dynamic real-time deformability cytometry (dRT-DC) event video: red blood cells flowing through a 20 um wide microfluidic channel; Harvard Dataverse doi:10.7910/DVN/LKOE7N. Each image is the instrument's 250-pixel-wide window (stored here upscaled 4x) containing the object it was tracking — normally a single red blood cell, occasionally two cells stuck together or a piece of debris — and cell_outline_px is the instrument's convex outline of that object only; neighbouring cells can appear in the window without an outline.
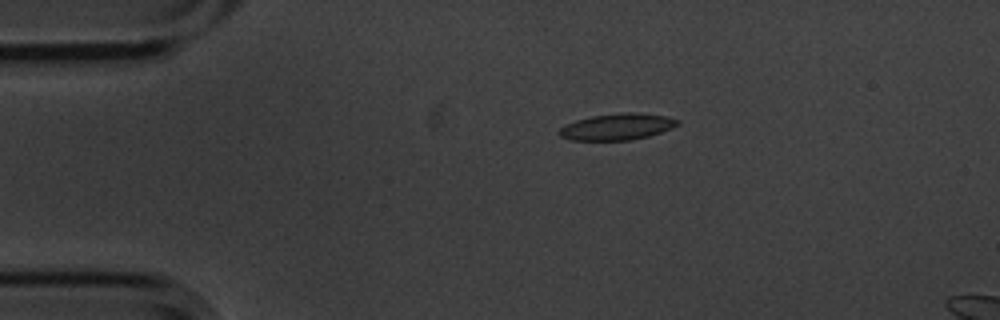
{"species": "common noctule bat (a hibernating species)", "species_latin": "Nyctalus noctula", "temperature_condition": "cold", "stored_images_in_passage": 9, "camera_frame_rate_fps": 3000, "um_per_image_px": 0.085, "animal": {"sex": "male", "body_mass_g": 20.1, "forearm_length_mm": 53.5}, "frame": {"image": 1, "passage_image": 1, "time_ms": 0.0, "image_size_px": [1000, 320], "cell_outline_px": [[680, 124], [672, 128], [648, 136], [628, 140], [572, 140], [560, 136], [556, 132], [560, 128], [576, 120], [592, 116], [624, 112], [636, 112], [664, 116], [680, 120]], "centroid_in_image_um": [52.46, 10.77], "position_along_channel_um": 32.5, "area_um2": 18.09}}
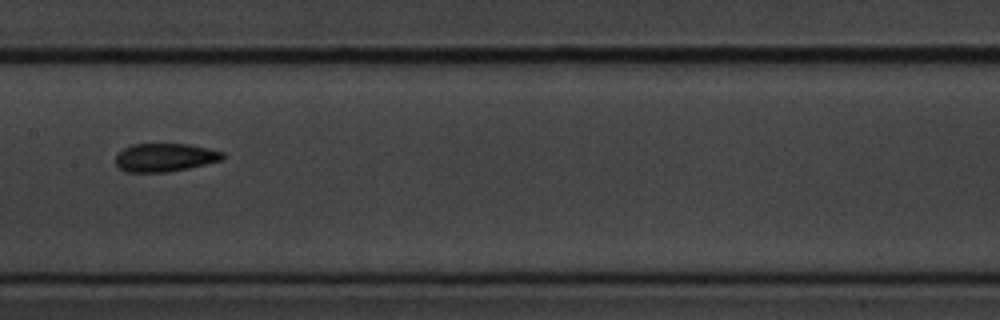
{"frame": {"image": 2, "passage_image": 6, "time_ms": 1.667, "image_size_px": [1000, 320], "cell_outline_px": [[224, 160], [188, 168], [164, 172], [128, 172], [120, 168], [116, 164], [116, 152], [132, 144], [188, 144], [208, 148], [224, 152]], "centroid_in_image_um": [14.02, 13.38], "position_along_channel_um": 193.4, "area_um2": 17.69}}
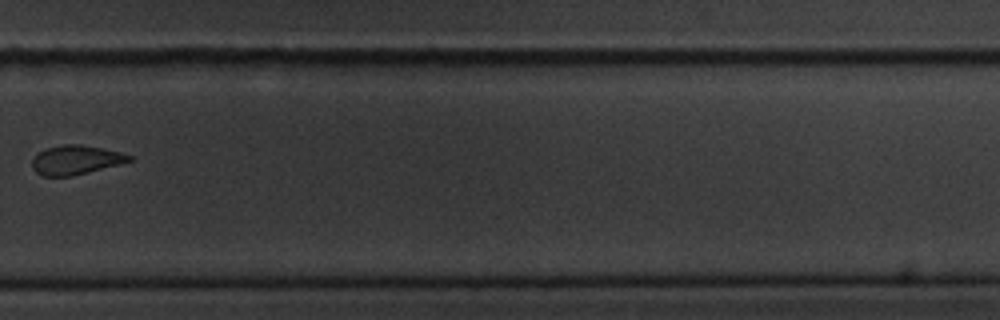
{"frame": {"image": 3, "passage_image": 9, "time_ms": 2.667, "image_size_px": [1000, 320], "cell_outline_px": [[132, 160], [120, 164], [72, 176], [44, 176], [36, 172], [32, 168], [32, 156], [48, 148], [64, 144], [80, 144], [120, 152], [132, 156]], "centroid_in_image_um": [6.42, 13.6], "position_along_channel_um": 323.4, "area_um2": 16.36}}